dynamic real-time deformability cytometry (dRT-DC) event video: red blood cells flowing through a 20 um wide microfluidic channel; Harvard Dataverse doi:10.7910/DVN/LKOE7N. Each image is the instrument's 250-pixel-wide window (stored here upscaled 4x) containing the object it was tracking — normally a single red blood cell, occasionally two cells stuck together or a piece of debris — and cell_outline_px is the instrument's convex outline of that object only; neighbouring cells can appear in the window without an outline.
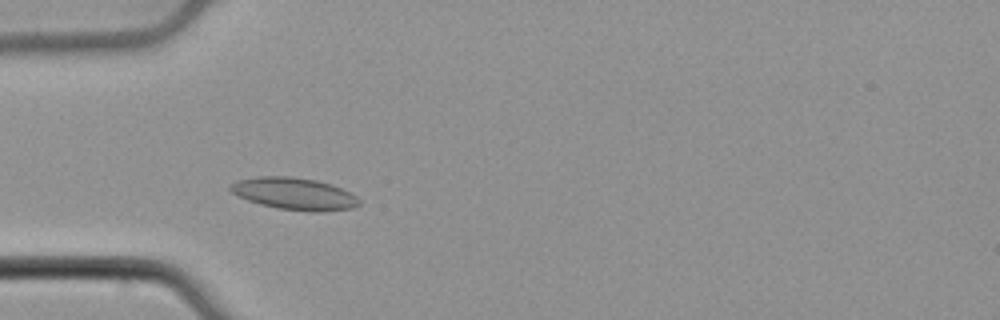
{"species": "common noctule bat (a hibernating species)", "species_latin": "Nyctalus noctula", "temperature_condition": "cold", "stored_images_in_passage": 51, "camera_frame_rate_fps": 3000, "um_per_image_px": 0.085, "animal": {"sex": "male", "body_mass_g": 21.5, "forearm_length_mm": 52.0}, "frame": {"image": 1, "passage_image": 13, "time_ms": 4.0, "image_size_px": [1000, 320], "cell_outline_px": [[360, 204], [352, 208], [324, 212], [308, 212], [276, 208], [260, 204], [248, 200], [232, 192], [228, 188], [236, 180], [256, 176], [288, 176], [316, 180], [332, 184], [356, 196], [360, 200]], "centroid_in_image_um": [25.02, 16.47], "position_along_channel_um": 60.0, "area_um2": 24.16}}
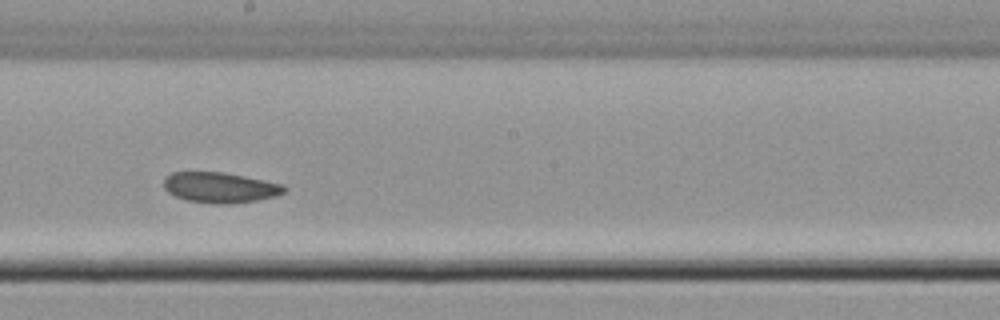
{"frame": {"image": 2, "passage_image": 27, "time_ms": 8.667, "image_size_px": [1000, 320], "cell_outline_px": [[288, 188], [284, 192], [276, 196], [260, 200], [228, 204], [216, 204], [188, 200], [176, 196], [168, 192], [164, 188], [164, 176], [172, 172], [224, 172], [284, 184]], "centroid_in_image_um": [18.73, 15.93], "position_along_channel_um": 229.5, "area_um2": 21.5}}
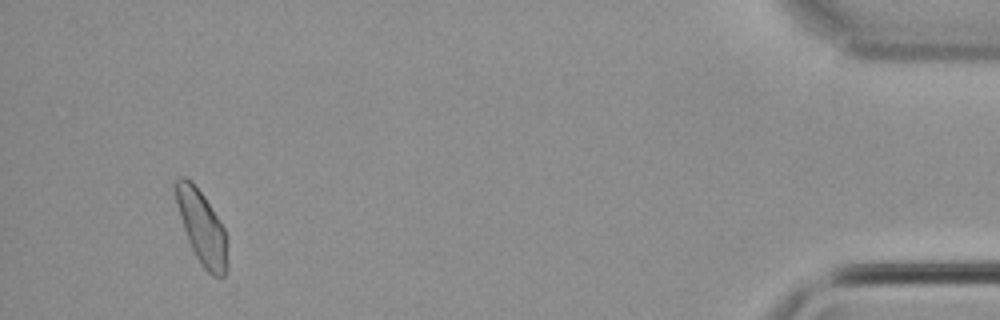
{"frame": {"image": 3, "passage_image": 48, "time_ms": 15.667, "image_size_px": [1000, 320], "cell_outline_px": [[228, 272], [224, 276], [212, 276], [200, 264], [188, 240], [176, 204], [172, 184], [180, 176], [184, 176], [204, 196], [224, 228], [228, 236]], "centroid_in_image_um": [17.18, 19.37], "position_along_channel_um": 418.0, "area_um2": 22.25}, "authors_computed_cell_mechanics": {"area_um2": 22.253, "velocity_mm_per_s": 3.7555, "shape_relaxation_time_tau1_ms": null, "shape_relaxation_time_tau2_ms": 4.6442, "deformation_change_tau1": null, "deformation_change_tau2": 0.0839}}